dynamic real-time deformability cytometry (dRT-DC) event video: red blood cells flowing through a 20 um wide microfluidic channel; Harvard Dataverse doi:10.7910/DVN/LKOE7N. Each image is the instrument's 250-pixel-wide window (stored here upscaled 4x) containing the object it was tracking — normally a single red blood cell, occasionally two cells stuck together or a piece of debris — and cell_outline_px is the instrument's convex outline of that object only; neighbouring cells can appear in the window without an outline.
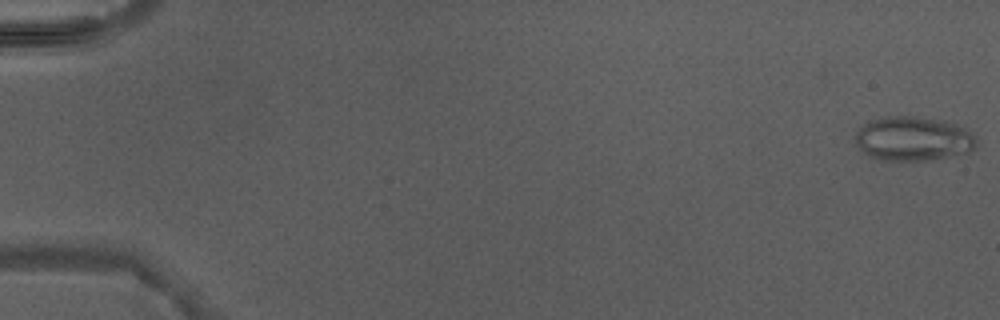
{"species": "Egyptian fruit bat (a non-hibernating species)", "species_latin": "Rousettus aegyptiacus", "temperature_condition": "warm", "stored_images_in_passage": 3, "camera_frame_rate_fps": 3000, "um_per_image_px": 0.085, "animal": {"sex": "male"}, "frame": {"image": 1, "passage_image": 1, "time_ms": 0.0, "image_size_px": [1000, 320], "cell_outline_px": [[976, 144], [968, 152], [928, 160], [880, 160], [864, 152], [856, 144], [856, 132], [864, 124], [872, 120], [888, 116], [912, 116], [956, 124], [968, 128], [976, 136]], "centroid_in_image_um": [77.63, 11.79], "position_along_channel_um": 7.4, "area_um2": 30.81}}